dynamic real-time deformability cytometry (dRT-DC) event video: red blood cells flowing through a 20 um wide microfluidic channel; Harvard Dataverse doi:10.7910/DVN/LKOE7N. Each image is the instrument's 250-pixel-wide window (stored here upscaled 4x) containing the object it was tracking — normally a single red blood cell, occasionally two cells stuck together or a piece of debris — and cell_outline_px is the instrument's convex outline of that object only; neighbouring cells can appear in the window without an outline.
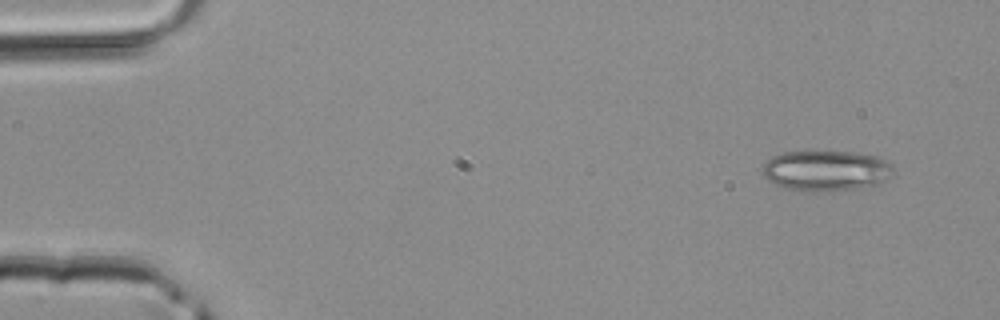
{"species": "common noctule bat (a hibernating species)", "species_latin": "Nyctalus noctula", "temperature_condition": "room temperature", "stored_images_in_passage": 3, "camera_frame_rate_fps": 3000, "um_per_image_px": 0.085, "animal": {"sex": "male", "body_mass_g": 20.4}, "frame": {"image": 1, "passage_image": 1, "time_ms": 0.0, "image_size_px": [1000, 320], "cell_outline_px": [[896, 172], [888, 180], [880, 184], [860, 188], [824, 192], [804, 192], [784, 188], [768, 180], [764, 176], [764, 160], [772, 156], [784, 152], [856, 152], [876, 156], [892, 164]], "centroid_in_image_um": [70.26, 14.53], "position_along_channel_um": 14.7, "area_um2": 31.44}}